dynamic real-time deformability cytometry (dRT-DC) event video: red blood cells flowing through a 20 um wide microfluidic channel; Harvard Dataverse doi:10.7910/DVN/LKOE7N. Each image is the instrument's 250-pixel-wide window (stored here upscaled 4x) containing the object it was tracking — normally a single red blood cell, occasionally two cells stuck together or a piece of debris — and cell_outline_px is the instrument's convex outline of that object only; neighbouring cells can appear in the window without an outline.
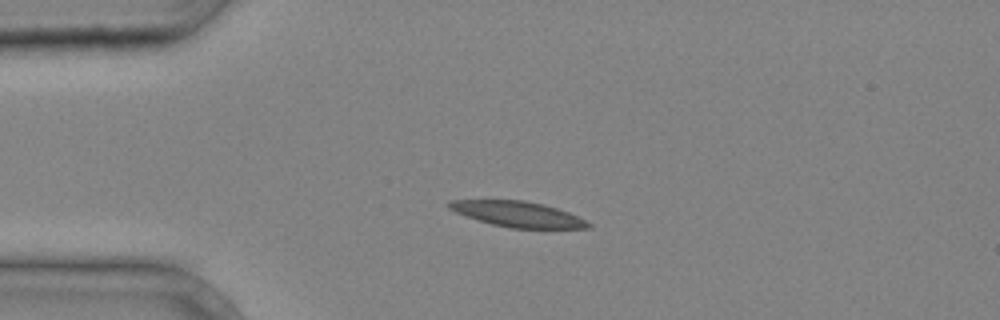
{"species": "common noctule bat (a hibernating species)", "species_latin": "Nyctalus noctula", "temperature_condition": "cold", "stored_images_in_passage": 39, "camera_frame_rate_fps": 3000, "um_per_image_px": 0.085, "animal": {"sex": "male", "body_mass_g": 20.4}, "frame": {"image": 1, "passage_image": 9, "time_ms": 2.667, "image_size_px": [1000, 320], "cell_outline_px": [[592, 228], [508, 228], [492, 224], [456, 212], [448, 208], [444, 204], [448, 200], [524, 200], [544, 204], [568, 212], [592, 224]], "centroid_in_image_um": [43.98, 18.19], "position_along_channel_um": 41.0, "area_um2": 20.58}}
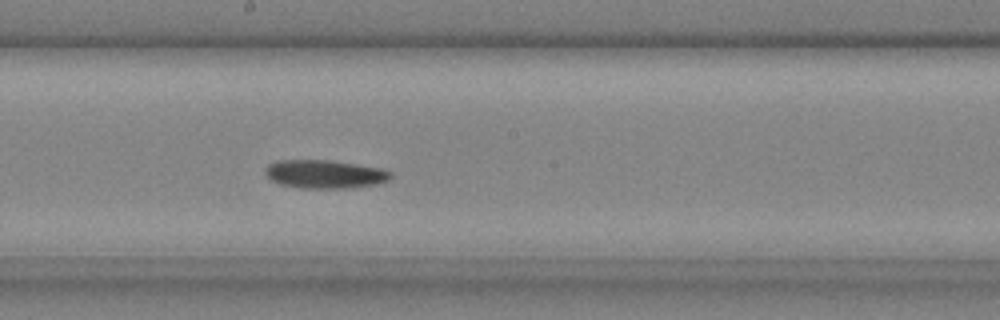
{"frame": {"image": 2, "passage_image": 22, "time_ms": 7.0, "image_size_px": [1000, 320], "cell_outline_px": [[392, 176], [388, 180], [376, 184], [348, 188], [300, 188], [280, 184], [272, 180], [264, 172], [264, 168], [268, 164], [276, 160], [328, 160], [384, 168], [392, 172]], "centroid_in_image_um": [27.6, 14.79], "position_along_channel_um": 220.6, "area_um2": 20.87}}
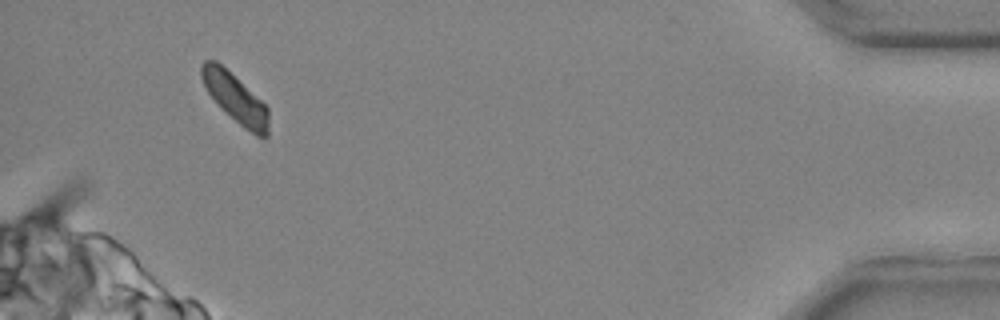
{"frame": {"image": 3, "passage_image": 38, "time_ms": 12.333, "image_size_px": [1000, 320], "cell_outline_px": [[268, 136], [264, 140], [256, 136], [244, 128], [208, 92], [200, 76], [200, 64], [204, 60], [216, 60], [260, 100], [268, 108]], "centroid_in_image_um": [20.01, 8.35], "position_along_channel_um": 415.2, "area_um2": 18.44}}